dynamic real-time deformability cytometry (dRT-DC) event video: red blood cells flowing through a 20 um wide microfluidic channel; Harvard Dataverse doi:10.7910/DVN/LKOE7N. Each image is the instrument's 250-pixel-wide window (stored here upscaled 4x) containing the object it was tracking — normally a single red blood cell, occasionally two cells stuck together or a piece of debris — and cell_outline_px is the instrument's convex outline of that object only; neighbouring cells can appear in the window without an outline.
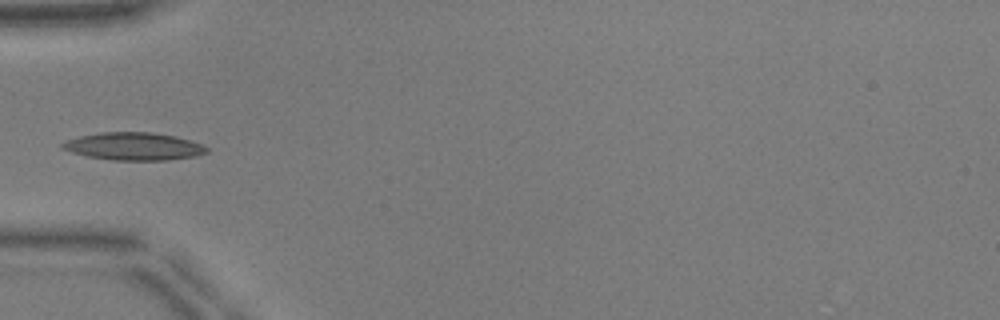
{"species": "common noctule bat (a hibernating species)", "species_latin": "Nyctalus noctula", "temperature_condition": "warm", "stored_images_in_passage": 30, "camera_frame_rate_fps": 3000, "um_per_image_px": 0.085, "animal": {"sex": "male", "body_mass_g": 17.9, "forearm_length_mm": 54.2}, "frame": {"image": 1, "passage_image": 1, "time_ms": 0.0, "image_size_px": [1000, 320], "cell_outline_px": [[208, 152], [196, 156], [168, 160], [112, 160], [88, 156], [72, 152], [60, 148], [60, 144], [68, 140], [80, 136], [104, 132], [148, 132], [176, 136], [200, 144], [208, 148]], "centroid_in_image_um": [11.37, 12.44], "position_along_channel_um": 73.6, "area_um2": 23.06}, "authors_computed_cell_mechanics": {"area_um2": 20.4612, "velocity_mm_per_s": 3.9219, "shape_relaxation_time_tau1_ms": 3.978, "shape_relaxation_time_tau2_ms": 1.493, "deformation_change_tau1": 0.131, "deformation_change_tau2": 0.0723}}